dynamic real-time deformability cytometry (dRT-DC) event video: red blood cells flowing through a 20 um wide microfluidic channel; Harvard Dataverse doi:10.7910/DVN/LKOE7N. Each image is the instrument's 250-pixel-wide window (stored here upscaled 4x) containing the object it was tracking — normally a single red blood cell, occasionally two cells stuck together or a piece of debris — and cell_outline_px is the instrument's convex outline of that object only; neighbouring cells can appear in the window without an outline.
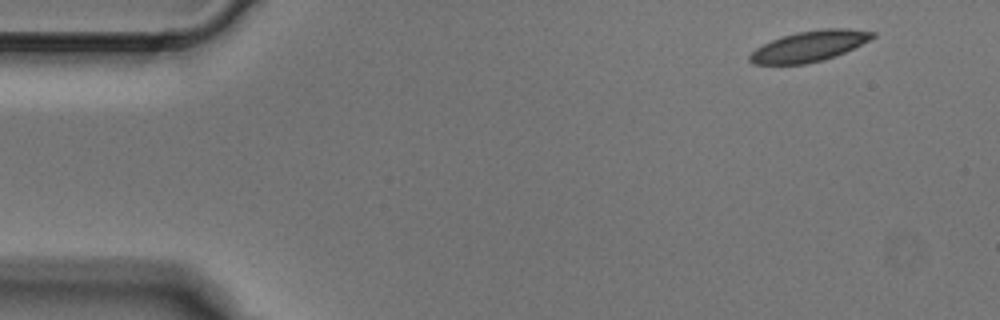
{"species": "Egyptian fruit bat (a non-hibernating species)", "species_latin": "Rousettus aegyptiacus", "temperature_condition": "cold", "stored_images_in_passage": 3, "camera_frame_rate_fps": 3000, "um_per_image_px": 0.085, "animal": {"sex": "male"}, "frame": {"image": 1, "passage_image": 1, "time_ms": 0.0, "image_size_px": [1000, 320], "cell_outline_px": [[876, 36], [836, 56], [824, 60], [804, 64], [752, 64], [748, 60], [748, 56], [756, 48], [780, 36], [796, 32], [824, 28], [848, 28], [876, 32]], "centroid_in_image_um": [68.77, 3.92], "position_along_channel_um": 16.2, "area_um2": 21.91}}
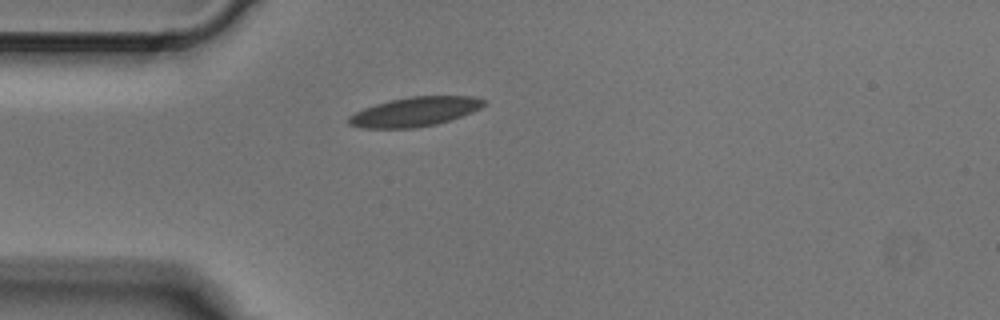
{"frame": {"image": 2, "passage_image": 3, "time_ms": 0.667, "image_size_px": [1000, 320], "cell_outline_px": [[488, 104], [472, 112], [436, 124], [416, 128], [360, 128], [348, 124], [348, 116], [364, 108], [376, 104], [392, 100], [412, 96], [472, 96], [484, 100]], "centroid_in_image_um": [35.25, 9.5], "position_along_channel_um": 49.7, "area_um2": 22.95}}